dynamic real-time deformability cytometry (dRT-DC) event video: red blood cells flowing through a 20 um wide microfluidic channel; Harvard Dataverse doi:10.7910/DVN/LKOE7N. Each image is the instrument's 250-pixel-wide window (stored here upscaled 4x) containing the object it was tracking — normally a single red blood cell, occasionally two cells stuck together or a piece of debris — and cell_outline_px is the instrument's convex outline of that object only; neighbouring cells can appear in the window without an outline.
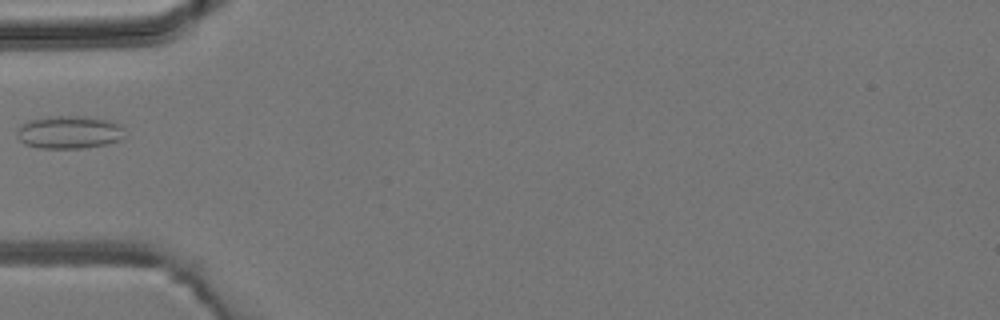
{"species": "common noctule bat (a hibernating species)", "species_latin": "Nyctalus noctula", "temperature_condition": "room temperature", "stored_images_in_passage": 5, "camera_frame_rate_fps": 3000, "um_per_image_px": 0.085, "animal": {"sex": "male", "body_mass_g": 19.2, "forearm_length_mm": 51.8}, "frame": {"image": 1, "passage_image": 5, "time_ms": 4.333, "image_size_px": [1000, 320], "cell_outline_px": [[124, 136], [120, 140], [104, 144], [84, 148], [40, 148], [24, 144], [16, 136], [16, 132], [28, 120], [48, 116], [80, 116], [108, 120], [120, 124], [124, 128]], "centroid_in_image_um": [5.88, 11.24], "position_along_channel_um": 79.1, "area_um2": 20.63}}